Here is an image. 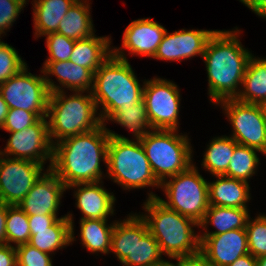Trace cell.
<instances>
[{"label":"cell","instance_id":"1","mask_svg":"<svg viewBox=\"0 0 266 266\" xmlns=\"http://www.w3.org/2000/svg\"><path fill=\"white\" fill-rule=\"evenodd\" d=\"M109 138L105 122L92 131L53 144L50 169L66 187L102 181L100 162L107 164Z\"/></svg>","mask_w":266,"mask_h":266},{"label":"cell","instance_id":"2","mask_svg":"<svg viewBox=\"0 0 266 266\" xmlns=\"http://www.w3.org/2000/svg\"><path fill=\"white\" fill-rule=\"evenodd\" d=\"M240 31L216 30L209 38L204 55L208 77L210 102L217 104L226 99H235L252 53L244 48L239 39Z\"/></svg>","mask_w":266,"mask_h":266},{"label":"cell","instance_id":"3","mask_svg":"<svg viewBox=\"0 0 266 266\" xmlns=\"http://www.w3.org/2000/svg\"><path fill=\"white\" fill-rule=\"evenodd\" d=\"M153 192L148 193L144 202L145 214H140L146 221L149 232L158 242L162 254L169 258L188 256L200 251L199 234L193 230L199 224L191 218L166 207Z\"/></svg>","mask_w":266,"mask_h":266},{"label":"cell","instance_id":"4","mask_svg":"<svg viewBox=\"0 0 266 266\" xmlns=\"http://www.w3.org/2000/svg\"><path fill=\"white\" fill-rule=\"evenodd\" d=\"M142 86V87H141ZM140 85L128 59L110 56L94 73L92 96L104 123L121 108L132 107L143 98ZM101 105V106H100Z\"/></svg>","mask_w":266,"mask_h":266},{"label":"cell","instance_id":"5","mask_svg":"<svg viewBox=\"0 0 266 266\" xmlns=\"http://www.w3.org/2000/svg\"><path fill=\"white\" fill-rule=\"evenodd\" d=\"M97 113L91 92H73L69 96L64 91L51 92L46 118L52 144L99 127L102 121Z\"/></svg>","mask_w":266,"mask_h":266},{"label":"cell","instance_id":"6","mask_svg":"<svg viewBox=\"0 0 266 266\" xmlns=\"http://www.w3.org/2000/svg\"><path fill=\"white\" fill-rule=\"evenodd\" d=\"M107 174L124 190L158 187L140 140L126 138L108 129Z\"/></svg>","mask_w":266,"mask_h":266},{"label":"cell","instance_id":"7","mask_svg":"<svg viewBox=\"0 0 266 266\" xmlns=\"http://www.w3.org/2000/svg\"><path fill=\"white\" fill-rule=\"evenodd\" d=\"M189 140L188 135L178 134L177 130H151L140 140L151 170L160 183L193 164Z\"/></svg>","mask_w":266,"mask_h":266},{"label":"cell","instance_id":"8","mask_svg":"<svg viewBox=\"0 0 266 266\" xmlns=\"http://www.w3.org/2000/svg\"><path fill=\"white\" fill-rule=\"evenodd\" d=\"M168 178L160 183L168 200L157 196L159 201L200 225L209 207L208 181L200 175L195 164Z\"/></svg>","mask_w":266,"mask_h":266},{"label":"cell","instance_id":"9","mask_svg":"<svg viewBox=\"0 0 266 266\" xmlns=\"http://www.w3.org/2000/svg\"><path fill=\"white\" fill-rule=\"evenodd\" d=\"M221 105L232 125L233 138L239 145L255 148L266 155V114L263 105L226 99Z\"/></svg>","mask_w":266,"mask_h":266},{"label":"cell","instance_id":"10","mask_svg":"<svg viewBox=\"0 0 266 266\" xmlns=\"http://www.w3.org/2000/svg\"><path fill=\"white\" fill-rule=\"evenodd\" d=\"M27 67L1 84L0 93L9 109H23L46 118L50 92L44 74L34 75Z\"/></svg>","mask_w":266,"mask_h":266},{"label":"cell","instance_id":"11","mask_svg":"<svg viewBox=\"0 0 266 266\" xmlns=\"http://www.w3.org/2000/svg\"><path fill=\"white\" fill-rule=\"evenodd\" d=\"M180 90L167 79L153 77L144 81L143 99L153 130H177L180 110Z\"/></svg>","mask_w":266,"mask_h":266},{"label":"cell","instance_id":"12","mask_svg":"<svg viewBox=\"0 0 266 266\" xmlns=\"http://www.w3.org/2000/svg\"><path fill=\"white\" fill-rule=\"evenodd\" d=\"M45 166L26 159H14L0 154V202L18 206Z\"/></svg>","mask_w":266,"mask_h":266},{"label":"cell","instance_id":"13","mask_svg":"<svg viewBox=\"0 0 266 266\" xmlns=\"http://www.w3.org/2000/svg\"><path fill=\"white\" fill-rule=\"evenodd\" d=\"M5 149L0 154L14 159H26L44 165L53 155V144L50 140L47 118H40L35 124L19 131L9 132ZM11 155L13 157H11Z\"/></svg>","mask_w":266,"mask_h":266},{"label":"cell","instance_id":"14","mask_svg":"<svg viewBox=\"0 0 266 266\" xmlns=\"http://www.w3.org/2000/svg\"><path fill=\"white\" fill-rule=\"evenodd\" d=\"M167 29L151 18L133 20L123 33L122 49L113 47V55L127 60L124 48L129 54L153 58Z\"/></svg>","mask_w":266,"mask_h":266},{"label":"cell","instance_id":"15","mask_svg":"<svg viewBox=\"0 0 266 266\" xmlns=\"http://www.w3.org/2000/svg\"><path fill=\"white\" fill-rule=\"evenodd\" d=\"M67 187L51 170L46 169L19 203L28 216L57 215L61 198Z\"/></svg>","mask_w":266,"mask_h":266},{"label":"cell","instance_id":"16","mask_svg":"<svg viewBox=\"0 0 266 266\" xmlns=\"http://www.w3.org/2000/svg\"><path fill=\"white\" fill-rule=\"evenodd\" d=\"M199 240L200 252L211 266H227L249 253L246 228L218 235H199Z\"/></svg>","mask_w":266,"mask_h":266},{"label":"cell","instance_id":"17","mask_svg":"<svg viewBox=\"0 0 266 266\" xmlns=\"http://www.w3.org/2000/svg\"><path fill=\"white\" fill-rule=\"evenodd\" d=\"M41 73L44 74L49 92L64 91L92 92L94 74L87 68L74 64L72 61L44 62ZM55 76L56 85L49 76ZM90 90V91H89Z\"/></svg>","mask_w":266,"mask_h":266},{"label":"cell","instance_id":"18","mask_svg":"<svg viewBox=\"0 0 266 266\" xmlns=\"http://www.w3.org/2000/svg\"><path fill=\"white\" fill-rule=\"evenodd\" d=\"M102 183V181L93 183H79L67 187V189H76L73 196L76 198V207L82 213L80 220H108L107 217L114 214L116 198L113 192H108L102 186Z\"/></svg>","mask_w":266,"mask_h":266},{"label":"cell","instance_id":"19","mask_svg":"<svg viewBox=\"0 0 266 266\" xmlns=\"http://www.w3.org/2000/svg\"><path fill=\"white\" fill-rule=\"evenodd\" d=\"M72 215L58 218L48 229L30 231L28 244L47 254L69 246L75 240Z\"/></svg>","mask_w":266,"mask_h":266},{"label":"cell","instance_id":"20","mask_svg":"<svg viewBox=\"0 0 266 266\" xmlns=\"http://www.w3.org/2000/svg\"><path fill=\"white\" fill-rule=\"evenodd\" d=\"M215 177V182H208L209 205L248 209L249 183L224 175Z\"/></svg>","mask_w":266,"mask_h":266},{"label":"cell","instance_id":"21","mask_svg":"<svg viewBox=\"0 0 266 266\" xmlns=\"http://www.w3.org/2000/svg\"><path fill=\"white\" fill-rule=\"evenodd\" d=\"M111 36L76 40L70 56V61L89 69L93 74L113 54Z\"/></svg>","mask_w":266,"mask_h":266},{"label":"cell","instance_id":"22","mask_svg":"<svg viewBox=\"0 0 266 266\" xmlns=\"http://www.w3.org/2000/svg\"><path fill=\"white\" fill-rule=\"evenodd\" d=\"M162 252L158 242L149 232L146 221L141 215L136 214V236H134V247L121 263L124 266H148L161 261Z\"/></svg>","mask_w":266,"mask_h":266},{"label":"cell","instance_id":"23","mask_svg":"<svg viewBox=\"0 0 266 266\" xmlns=\"http://www.w3.org/2000/svg\"><path fill=\"white\" fill-rule=\"evenodd\" d=\"M35 37L57 32L60 21L77 0H33Z\"/></svg>","mask_w":266,"mask_h":266},{"label":"cell","instance_id":"24","mask_svg":"<svg viewBox=\"0 0 266 266\" xmlns=\"http://www.w3.org/2000/svg\"><path fill=\"white\" fill-rule=\"evenodd\" d=\"M90 9L89 0H77L60 21L56 33L75 41L95 35Z\"/></svg>","mask_w":266,"mask_h":266},{"label":"cell","instance_id":"25","mask_svg":"<svg viewBox=\"0 0 266 266\" xmlns=\"http://www.w3.org/2000/svg\"><path fill=\"white\" fill-rule=\"evenodd\" d=\"M242 87L236 99L240 102L264 105L266 103V58L249 59Z\"/></svg>","mask_w":266,"mask_h":266},{"label":"cell","instance_id":"26","mask_svg":"<svg viewBox=\"0 0 266 266\" xmlns=\"http://www.w3.org/2000/svg\"><path fill=\"white\" fill-rule=\"evenodd\" d=\"M249 209L235 207H221L209 205L203 221L199 227H202L201 235H218L235 229H245L249 214ZM215 227V231L209 232L208 224Z\"/></svg>","mask_w":266,"mask_h":266},{"label":"cell","instance_id":"27","mask_svg":"<svg viewBox=\"0 0 266 266\" xmlns=\"http://www.w3.org/2000/svg\"><path fill=\"white\" fill-rule=\"evenodd\" d=\"M105 219L80 220V240L91 253H111L112 231L115 222L107 224Z\"/></svg>","mask_w":266,"mask_h":266},{"label":"cell","instance_id":"28","mask_svg":"<svg viewBox=\"0 0 266 266\" xmlns=\"http://www.w3.org/2000/svg\"><path fill=\"white\" fill-rule=\"evenodd\" d=\"M237 145L238 143L230 136L213 138L207 145L201 165L214 176L225 175Z\"/></svg>","mask_w":266,"mask_h":266},{"label":"cell","instance_id":"29","mask_svg":"<svg viewBox=\"0 0 266 266\" xmlns=\"http://www.w3.org/2000/svg\"><path fill=\"white\" fill-rule=\"evenodd\" d=\"M110 120L133 132L134 140L143 139L148 132L153 130L147 117L143 98L132 107H121Z\"/></svg>","mask_w":266,"mask_h":266},{"label":"cell","instance_id":"30","mask_svg":"<svg viewBox=\"0 0 266 266\" xmlns=\"http://www.w3.org/2000/svg\"><path fill=\"white\" fill-rule=\"evenodd\" d=\"M256 152L262 153L255 148L238 144L224 176L249 183L248 180L256 173L258 164H260Z\"/></svg>","mask_w":266,"mask_h":266},{"label":"cell","instance_id":"31","mask_svg":"<svg viewBox=\"0 0 266 266\" xmlns=\"http://www.w3.org/2000/svg\"><path fill=\"white\" fill-rule=\"evenodd\" d=\"M134 236H136V213L129 214L122 221H115L110 252L116 255L119 262L132 253Z\"/></svg>","mask_w":266,"mask_h":266},{"label":"cell","instance_id":"32","mask_svg":"<svg viewBox=\"0 0 266 266\" xmlns=\"http://www.w3.org/2000/svg\"><path fill=\"white\" fill-rule=\"evenodd\" d=\"M28 215L18 206L7 205L6 244L15 246L26 244L30 240Z\"/></svg>","mask_w":266,"mask_h":266},{"label":"cell","instance_id":"33","mask_svg":"<svg viewBox=\"0 0 266 266\" xmlns=\"http://www.w3.org/2000/svg\"><path fill=\"white\" fill-rule=\"evenodd\" d=\"M216 30H178L181 60L193 58L194 56H203L206 44L209 38Z\"/></svg>","mask_w":266,"mask_h":266},{"label":"cell","instance_id":"34","mask_svg":"<svg viewBox=\"0 0 266 266\" xmlns=\"http://www.w3.org/2000/svg\"><path fill=\"white\" fill-rule=\"evenodd\" d=\"M249 253L259 258L266 255V215L258 214L253 220L250 216L246 222Z\"/></svg>","mask_w":266,"mask_h":266},{"label":"cell","instance_id":"35","mask_svg":"<svg viewBox=\"0 0 266 266\" xmlns=\"http://www.w3.org/2000/svg\"><path fill=\"white\" fill-rule=\"evenodd\" d=\"M17 52L0 39V85L27 65Z\"/></svg>","mask_w":266,"mask_h":266},{"label":"cell","instance_id":"36","mask_svg":"<svg viewBox=\"0 0 266 266\" xmlns=\"http://www.w3.org/2000/svg\"><path fill=\"white\" fill-rule=\"evenodd\" d=\"M46 36V47L49 57L45 62L68 61L74 48L75 40L69 39L58 33H50Z\"/></svg>","mask_w":266,"mask_h":266},{"label":"cell","instance_id":"37","mask_svg":"<svg viewBox=\"0 0 266 266\" xmlns=\"http://www.w3.org/2000/svg\"><path fill=\"white\" fill-rule=\"evenodd\" d=\"M15 249L17 266H53L51 254L42 252L28 243L19 245Z\"/></svg>","mask_w":266,"mask_h":266},{"label":"cell","instance_id":"38","mask_svg":"<svg viewBox=\"0 0 266 266\" xmlns=\"http://www.w3.org/2000/svg\"><path fill=\"white\" fill-rule=\"evenodd\" d=\"M40 118L35 112L23 109H9L2 129L5 132H19L35 124Z\"/></svg>","mask_w":266,"mask_h":266},{"label":"cell","instance_id":"39","mask_svg":"<svg viewBox=\"0 0 266 266\" xmlns=\"http://www.w3.org/2000/svg\"><path fill=\"white\" fill-rule=\"evenodd\" d=\"M153 58L158 60L180 62L178 31H174L170 34L166 31Z\"/></svg>","mask_w":266,"mask_h":266},{"label":"cell","instance_id":"40","mask_svg":"<svg viewBox=\"0 0 266 266\" xmlns=\"http://www.w3.org/2000/svg\"><path fill=\"white\" fill-rule=\"evenodd\" d=\"M26 2H0V38L6 30L12 27Z\"/></svg>","mask_w":266,"mask_h":266},{"label":"cell","instance_id":"41","mask_svg":"<svg viewBox=\"0 0 266 266\" xmlns=\"http://www.w3.org/2000/svg\"><path fill=\"white\" fill-rule=\"evenodd\" d=\"M58 215H32L28 216L30 231L48 229L57 219Z\"/></svg>","mask_w":266,"mask_h":266},{"label":"cell","instance_id":"42","mask_svg":"<svg viewBox=\"0 0 266 266\" xmlns=\"http://www.w3.org/2000/svg\"><path fill=\"white\" fill-rule=\"evenodd\" d=\"M171 259L177 260L173 266H211L200 251L193 255L177 256Z\"/></svg>","mask_w":266,"mask_h":266},{"label":"cell","instance_id":"43","mask_svg":"<svg viewBox=\"0 0 266 266\" xmlns=\"http://www.w3.org/2000/svg\"><path fill=\"white\" fill-rule=\"evenodd\" d=\"M0 266H17L15 246L0 244Z\"/></svg>","mask_w":266,"mask_h":266},{"label":"cell","instance_id":"44","mask_svg":"<svg viewBox=\"0 0 266 266\" xmlns=\"http://www.w3.org/2000/svg\"><path fill=\"white\" fill-rule=\"evenodd\" d=\"M242 3L256 15L266 19V0H244Z\"/></svg>","mask_w":266,"mask_h":266},{"label":"cell","instance_id":"45","mask_svg":"<svg viewBox=\"0 0 266 266\" xmlns=\"http://www.w3.org/2000/svg\"><path fill=\"white\" fill-rule=\"evenodd\" d=\"M7 205L0 202V244H6Z\"/></svg>","mask_w":266,"mask_h":266},{"label":"cell","instance_id":"46","mask_svg":"<svg viewBox=\"0 0 266 266\" xmlns=\"http://www.w3.org/2000/svg\"><path fill=\"white\" fill-rule=\"evenodd\" d=\"M227 266H256V257L248 253Z\"/></svg>","mask_w":266,"mask_h":266},{"label":"cell","instance_id":"47","mask_svg":"<svg viewBox=\"0 0 266 266\" xmlns=\"http://www.w3.org/2000/svg\"><path fill=\"white\" fill-rule=\"evenodd\" d=\"M9 107L7 103L4 101L1 93H0V129H2L5 124L6 116L8 114Z\"/></svg>","mask_w":266,"mask_h":266},{"label":"cell","instance_id":"48","mask_svg":"<svg viewBox=\"0 0 266 266\" xmlns=\"http://www.w3.org/2000/svg\"><path fill=\"white\" fill-rule=\"evenodd\" d=\"M148 266H173V263L170 261H166V260L162 259L161 261H159L157 263L150 264Z\"/></svg>","mask_w":266,"mask_h":266},{"label":"cell","instance_id":"49","mask_svg":"<svg viewBox=\"0 0 266 266\" xmlns=\"http://www.w3.org/2000/svg\"><path fill=\"white\" fill-rule=\"evenodd\" d=\"M256 266H266V255L256 258Z\"/></svg>","mask_w":266,"mask_h":266},{"label":"cell","instance_id":"50","mask_svg":"<svg viewBox=\"0 0 266 266\" xmlns=\"http://www.w3.org/2000/svg\"><path fill=\"white\" fill-rule=\"evenodd\" d=\"M28 0H0V2H27Z\"/></svg>","mask_w":266,"mask_h":266},{"label":"cell","instance_id":"51","mask_svg":"<svg viewBox=\"0 0 266 266\" xmlns=\"http://www.w3.org/2000/svg\"><path fill=\"white\" fill-rule=\"evenodd\" d=\"M263 108H264V111H265V114H266V103L263 105Z\"/></svg>","mask_w":266,"mask_h":266}]
</instances>
